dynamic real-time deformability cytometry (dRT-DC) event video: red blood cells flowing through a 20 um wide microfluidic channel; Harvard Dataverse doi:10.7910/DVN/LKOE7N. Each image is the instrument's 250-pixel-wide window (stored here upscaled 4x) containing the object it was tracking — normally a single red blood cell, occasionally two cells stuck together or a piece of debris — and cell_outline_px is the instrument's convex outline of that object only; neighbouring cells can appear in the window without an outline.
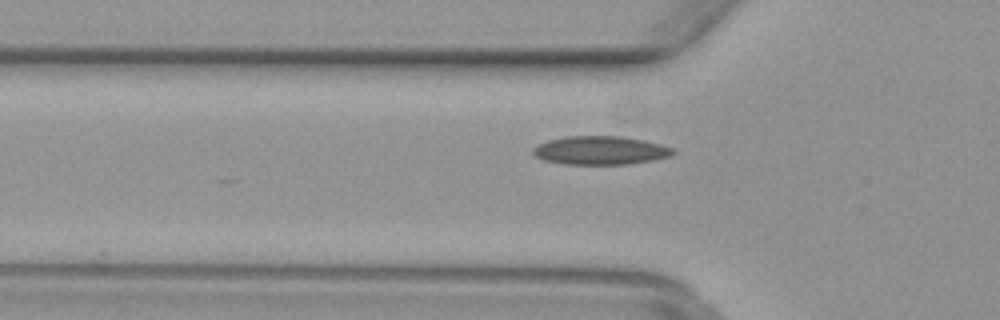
{"species": "common noctule bat (a hibernating species)", "species_latin": "Nyctalus noctula", "temperature_condition": "warm", "stored_images_in_passage": 51, "camera_frame_rate_fps": 3000, "um_per_image_px": 0.085, "animal": {"sex": "female", "body_mass_g": 29.2, "forearm_length_mm": 56.3}, "frame": {"image": 1, "passage_image": 17, "time_ms": 5.333, "image_size_px": [1000, 320], "cell_outline_px": [[676, 152], [668, 156], [652, 160], [628, 164], [564, 164], [544, 160], [536, 156], [532, 152], [532, 148], [536, 144], [548, 140], [568, 136], [620, 136], [644, 140], [660, 144], [672, 148]], "centroid_in_image_um": [50.99, 12.78], "position_along_channel_um": 74.8, "area_um2": 23.18}}
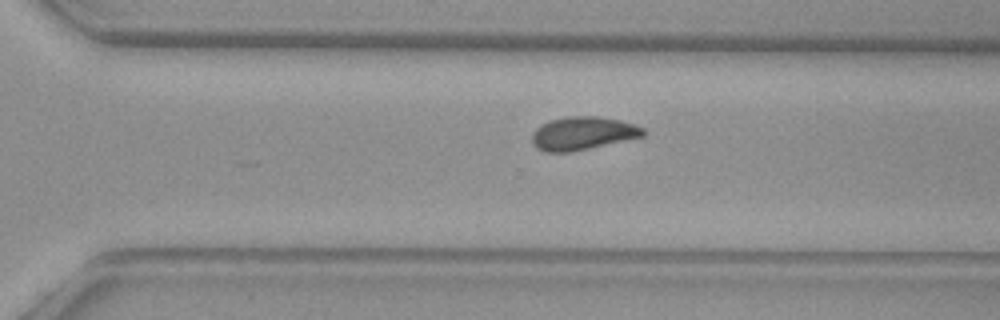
{"frame": {"image": 2, "passage_image": 35, "time_ms": 11.333, "image_size_px": [1000, 320], "cell_outline_px": [[644, 136], [572, 152], [544, 152], [536, 148], [532, 144], [532, 132], [540, 124], [548, 120], [568, 116], [596, 116], [620, 120], [644, 128]], "centroid_in_image_um": [49.47, 11.33], "position_along_channel_um": 321.1, "area_um2": 21.62}}
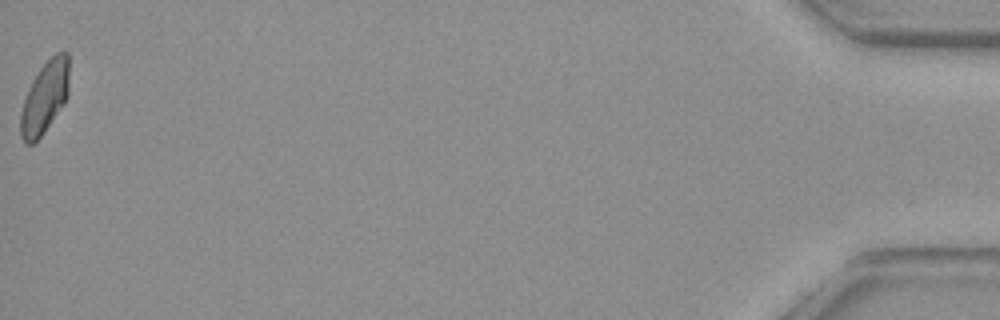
{"frame": {"image": 3, "passage_image": 51, "time_ms": 16.667, "image_size_px": [1000, 320], "cell_outline_px": [[68, 96], [64, 104], [44, 132], [32, 144], [28, 144], [20, 136], [20, 116], [24, 100], [28, 88], [32, 80], [40, 68], [56, 52], [68, 52]], "centroid_in_image_um": [3.8, 8.27], "position_along_channel_um": 431.4, "area_um2": 20.17}}